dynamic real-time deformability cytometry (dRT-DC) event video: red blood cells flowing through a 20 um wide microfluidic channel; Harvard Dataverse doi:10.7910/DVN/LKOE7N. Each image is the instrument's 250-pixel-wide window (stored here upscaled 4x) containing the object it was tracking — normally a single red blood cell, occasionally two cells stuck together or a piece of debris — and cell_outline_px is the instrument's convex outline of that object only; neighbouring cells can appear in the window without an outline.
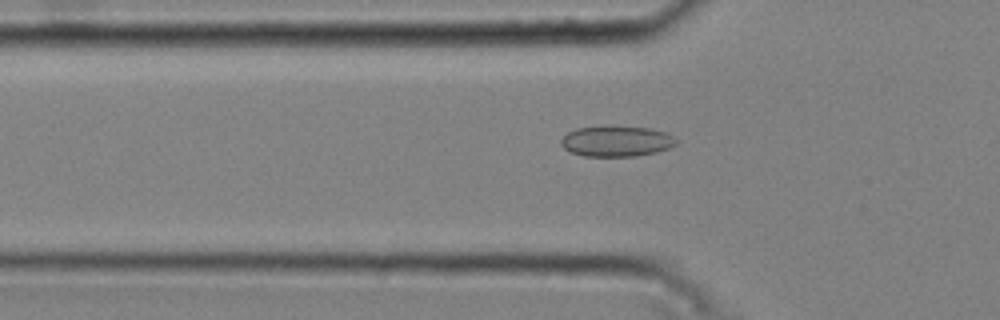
{"species": "common noctule bat (a hibernating species)", "species_latin": "Nyctalus noctula", "temperature_condition": "cold", "stored_images_in_passage": 28, "camera_frame_rate_fps": 3000, "um_per_image_px": 0.085, "animal": {"sex": "male", "body_mass_g": 20.4}, "frame": {"image": 1, "passage_image": 5, "time_ms": 1.333, "image_size_px": [1000, 320], "cell_outline_px": [[676, 144], [668, 148], [656, 152], [636, 156], [584, 156], [572, 152], [564, 148], [560, 144], [560, 140], [568, 132], [576, 128], [604, 124], [608, 124], [652, 128], [664, 132], [672, 136], [676, 140]], "centroid_in_image_um": [52.37, 11.96], "position_along_channel_um": 73.4, "area_um2": 21.04}}
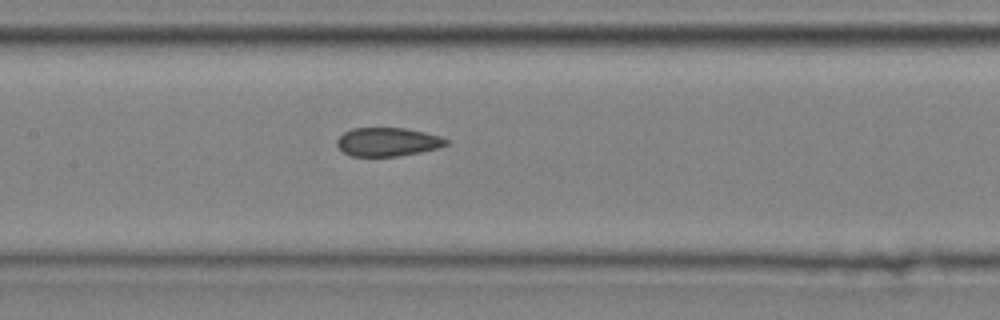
{"frame": {"image": 2, "passage_image": 13, "time_ms": 4.0, "image_size_px": [1000, 320], "cell_outline_px": [[448, 144], [436, 148], [420, 152], [396, 156], [352, 156], [344, 152], [336, 144], [336, 140], [344, 132], [352, 128], [404, 128], [424, 132], [440, 136], [448, 140]], "centroid_in_image_um": [32.93, 12.05], "position_along_channel_um": 174.5, "area_um2": 18.03}}
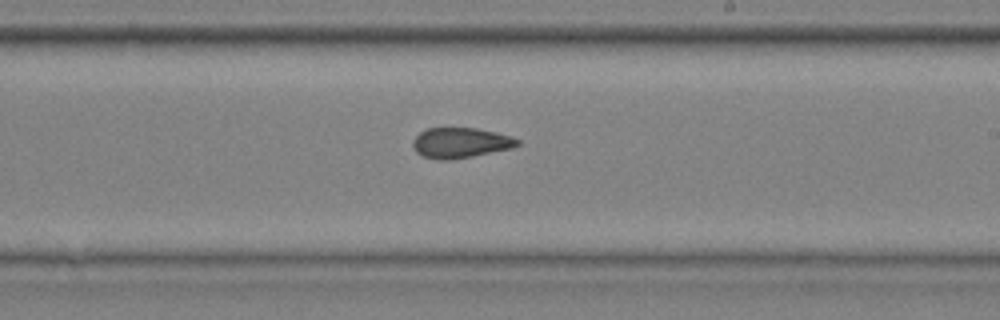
{"frame": {"image": 3, "passage_image": 19, "time_ms": 6.0, "image_size_px": [1000, 320], "cell_outline_px": [[520, 144], [512, 148], [472, 156], [448, 160], [440, 160], [424, 156], [416, 152], [412, 144], [412, 140], [420, 132], [428, 128], [476, 128], [496, 132], [512, 136], [520, 140]], "centroid_in_image_um": [39.15, 12.13], "position_along_channel_um": 249.8, "area_um2": 18.44}, "authors_computed_cell_mechanics": {"area_um2": 18.496, "velocity_mm_per_s": 3.7751, "shape_relaxation_time_tau1_ms": null, "shape_relaxation_time_tau2_ms": 1.1795, "deformation_change_tau1": null, "deformation_change_tau2": 0.0687}}